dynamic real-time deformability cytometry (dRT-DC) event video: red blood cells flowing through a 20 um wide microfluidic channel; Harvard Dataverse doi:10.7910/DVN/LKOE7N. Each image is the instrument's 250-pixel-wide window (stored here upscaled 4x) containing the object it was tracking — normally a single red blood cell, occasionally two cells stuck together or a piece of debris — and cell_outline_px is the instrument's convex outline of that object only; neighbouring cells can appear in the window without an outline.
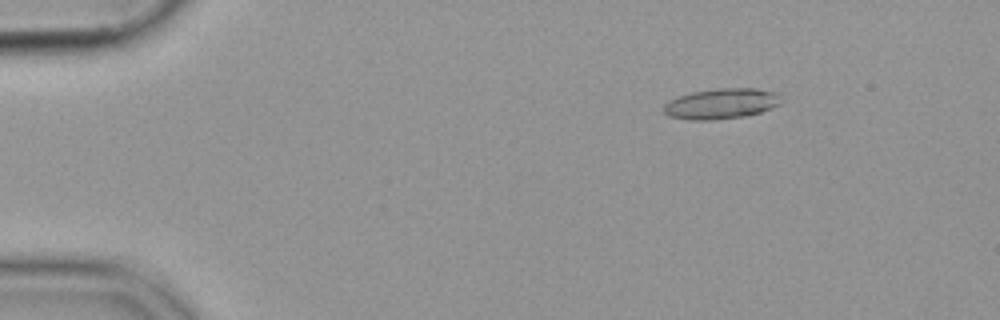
{"species": "common noctule bat (a hibernating species)", "species_latin": "Nyctalus noctula", "temperature_condition": "cold", "stored_images_in_passage": 49, "camera_frame_rate_fps": 3000, "um_per_image_px": 0.085, "animal": {"sex": "female", "body_mass_g": 19.9}, "frame": {"image": 1, "passage_image": 5, "time_ms": 1.333, "image_size_px": [1000, 320], "cell_outline_px": [[780, 104], [760, 112], [748, 116], [716, 120], [688, 120], [668, 116], [664, 112], [664, 104], [668, 100], [692, 92], [716, 88], [756, 88], [776, 92]], "centroid_in_image_um": [61.27, 8.82], "position_along_channel_um": 23.7, "area_um2": 20.92}}
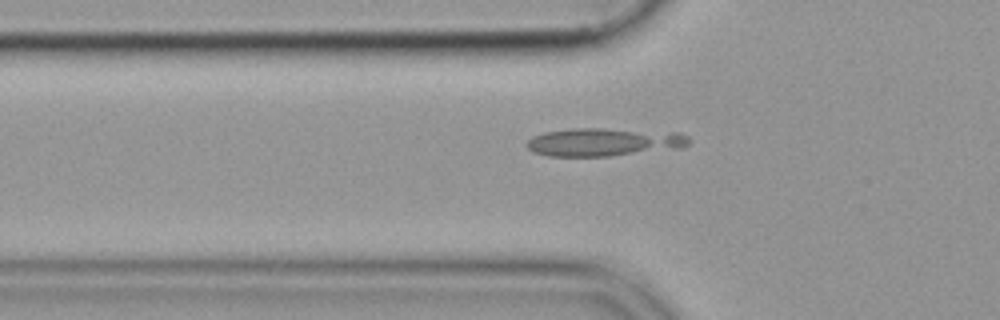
{"frame": {"image": 2, "passage_image": 16, "time_ms": 5.0, "image_size_px": [1000, 320], "cell_outline_px": [[692, 140], [684, 148], [608, 156], [548, 156], [532, 152], [524, 144], [532, 136], [544, 132], [572, 128], [600, 128], [680, 132], [688, 136]], "centroid_in_image_um": [51.36, 12.07], "position_along_channel_um": 74.4, "area_um2": 26.99}}